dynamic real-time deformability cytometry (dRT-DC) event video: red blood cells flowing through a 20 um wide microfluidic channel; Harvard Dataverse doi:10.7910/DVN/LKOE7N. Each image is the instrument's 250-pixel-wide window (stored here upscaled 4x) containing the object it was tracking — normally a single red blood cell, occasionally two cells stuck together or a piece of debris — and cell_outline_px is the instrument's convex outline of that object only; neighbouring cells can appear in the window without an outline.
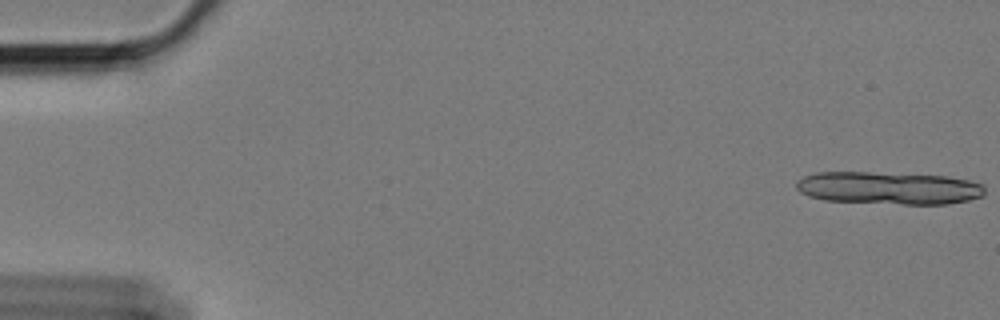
{"species": "Egyptian fruit bat (a non-hibernating species)", "species_latin": "Rousettus aegyptiacus", "temperature_condition": "cold", "stored_images_in_passage": 13, "camera_frame_rate_fps": 3000, "um_per_image_px": 0.085, "animal": {"sex": "female"}, "frame": {"image": 1, "passage_image": 1, "time_ms": 0.0, "image_size_px": [1000, 320], "cell_outline_px": [[984, 196], [968, 200], [948, 204], [904, 204], [824, 200], [808, 196], [800, 192], [796, 188], [796, 180], [804, 176], [816, 172], [872, 172], [948, 176], [968, 180], [984, 184]], "centroid_in_image_um": [75.54, 15.98], "position_along_channel_um": 9.5, "area_um2": 36.01}}